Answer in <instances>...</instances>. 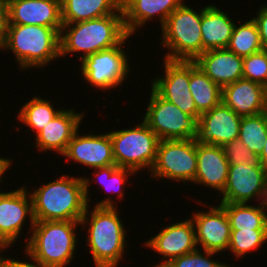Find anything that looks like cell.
Here are the masks:
<instances>
[{
	"mask_svg": "<svg viewBox=\"0 0 267 267\" xmlns=\"http://www.w3.org/2000/svg\"><path fill=\"white\" fill-rule=\"evenodd\" d=\"M113 198L98 201L91 211L88 204L80 220V225L87 228L85 242L95 267H118L127 252L126 228Z\"/></svg>",
	"mask_w": 267,
	"mask_h": 267,
	"instance_id": "1",
	"label": "cell"
},
{
	"mask_svg": "<svg viewBox=\"0 0 267 267\" xmlns=\"http://www.w3.org/2000/svg\"><path fill=\"white\" fill-rule=\"evenodd\" d=\"M90 177L62 175L35 189L32 198L35 222L80 221L90 205Z\"/></svg>",
	"mask_w": 267,
	"mask_h": 267,
	"instance_id": "2",
	"label": "cell"
},
{
	"mask_svg": "<svg viewBox=\"0 0 267 267\" xmlns=\"http://www.w3.org/2000/svg\"><path fill=\"white\" fill-rule=\"evenodd\" d=\"M128 33L124 25L123 14L63 24L60 31V58L81 53L78 60L91 54L119 45Z\"/></svg>",
	"mask_w": 267,
	"mask_h": 267,
	"instance_id": "3",
	"label": "cell"
},
{
	"mask_svg": "<svg viewBox=\"0 0 267 267\" xmlns=\"http://www.w3.org/2000/svg\"><path fill=\"white\" fill-rule=\"evenodd\" d=\"M60 33L51 27L38 25H9L0 50L14 53L18 68L43 69L60 58ZM57 58V59H56ZM43 67V68H42Z\"/></svg>",
	"mask_w": 267,
	"mask_h": 267,
	"instance_id": "4",
	"label": "cell"
},
{
	"mask_svg": "<svg viewBox=\"0 0 267 267\" xmlns=\"http://www.w3.org/2000/svg\"><path fill=\"white\" fill-rule=\"evenodd\" d=\"M80 221H40L32 227L25 252L51 267H67L75 257Z\"/></svg>",
	"mask_w": 267,
	"mask_h": 267,
	"instance_id": "5",
	"label": "cell"
},
{
	"mask_svg": "<svg viewBox=\"0 0 267 267\" xmlns=\"http://www.w3.org/2000/svg\"><path fill=\"white\" fill-rule=\"evenodd\" d=\"M202 9L199 12L184 2L169 15L161 27V46L165 59L195 61L202 54Z\"/></svg>",
	"mask_w": 267,
	"mask_h": 267,
	"instance_id": "6",
	"label": "cell"
},
{
	"mask_svg": "<svg viewBox=\"0 0 267 267\" xmlns=\"http://www.w3.org/2000/svg\"><path fill=\"white\" fill-rule=\"evenodd\" d=\"M113 156L118 167L151 171L156 162L159 137L142 120L135 127L111 130Z\"/></svg>",
	"mask_w": 267,
	"mask_h": 267,
	"instance_id": "7",
	"label": "cell"
},
{
	"mask_svg": "<svg viewBox=\"0 0 267 267\" xmlns=\"http://www.w3.org/2000/svg\"><path fill=\"white\" fill-rule=\"evenodd\" d=\"M143 121L160 140L197 139L198 119L182 112L152 88Z\"/></svg>",
	"mask_w": 267,
	"mask_h": 267,
	"instance_id": "8",
	"label": "cell"
},
{
	"mask_svg": "<svg viewBox=\"0 0 267 267\" xmlns=\"http://www.w3.org/2000/svg\"><path fill=\"white\" fill-rule=\"evenodd\" d=\"M197 170V139L160 140L150 179L193 183Z\"/></svg>",
	"mask_w": 267,
	"mask_h": 267,
	"instance_id": "9",
	"label": "cell"
},
{
	"mask_svg": "<svg viewBox=\"0 0 267 267\" xmlns=\"http://www.w3.org/2000/svg\"><path fill=\"white\" fill-rule=\"evenodd\" d=\"M131 36H127L119 45L96 52L81 60V77L85 81L95 87L101 89L102 92L111 88L121 87L125 79L131 75L132 71L129 66L128 54L123 48L126 40ZM129 74V75H128Z\"/></svg>",
	"mask_w": 267,
	"mask_h": 267,
	"instance_id": "10",
	"label": "cell"
},
{
	"mask_svg": "<svg viewBox=\"0 0 267 267\" xmlns=\"http://www.w3.org/2000/svg\"><path fill=\"white\" fill-rule=\"evenodd\" d=\"M164 74L152 79L151 88L166 101L175 104L182 112L199 119L200 113L189 89L190 61L163 58Z\"/></svg>",
	"mask_w": 267,
	"mask_h": 267,
	"instance_id": "11",
	"label": "cell"
},
{
	"mask_svg": "<svg viewBox=\"0 0 267 267\" xmlns=\"http://www.w3.org/2000/svg\"><path fill=\"white\" fill-rule=\"evenodd\" d=\"M24 185L9 192L0 190V244L8 249L22 236L26 220L31 232L35 223L30 191Z\"/></svg>",
	"mask_w": 267,
	"mask_h": 267,
	"instance_id": "12",
	"label": "cell"
},
{
	"mask_svg": "<svg viewBox=\"0 0 267 267\" xmlns=\"http://www.w3.org/2000/svg\"><path fill=\"white\" fill-rule=\"evenodd\" d=\"M158 232L143 243L144 246L163 256L164 260L151 267H164L172 259L198 249L194 224L190 218L163 226Z\"/></svg>",
	"mask_w": 267,
	"mask_h": 267,
	"instance_id": "13",
	"label": "cell"
},
{
	"mask_svg": "<svg viewBox=\"0 0 267 267\" xmlns=\"http://www.w3.org/2000/svg\"><path fill=\"white\" fill-rule=\"evenodd\" d=\"M209 206L208 211H194L190 219L193 221L197 247L200 250L222 253L228 251L231 235L229 218L220 205ZM200 245V246H199ZM202 248V249H201Z\"/></svg>",
	"mask_w": 267,
	"mask_h": 267,
	"instance_id": "14",
	"label": "cell"
},
{
	"mask_svg": "<svg viewBox=\"0 0 267 267\" xmlns=\"http://www.w3.org/2000/svg\"><path fill=\"white\" fill-rule=\"evenodd\" d=\"M79 132L80 130L74 134L61 156L91 169L116 165L109 132L105 134H94L93 131L90 134Z\"/></svg>",
	"mask_w": 267,
	"mask_h": 267,
	"instance_id": "15",
	"label": "cell"
},
{
	"mask_svg": "<svg viewBox=\"0 0 267 267\" xmlns=\"http://www.w3.org/2000/svg\"><path fill=\"white\" fill-rule=\"evenodd\" d=\"M266 172L265 167H250L248 164L229 165L225 188L219 194L223 196L220 203L247 204L251 200H259L260 203Z\"/></svg>",
	"mask_w": 267,
	"mask_h": 267,
	"instance_id": "16",
	"label": "cell"
},
{
	"mask_svg": "<svg viewBox=\"0 0 267 267\" xmlns=\"http://www.w3.org/2000/svg\"><path fill=\"white\" fill-rule=\"evenodd\" d=\"M241 118L242 116L221 102L210 111L200 115L197 141L223 146L238 139Z\"/></svg>",
	"mask_w": 267,
	"mask_h": 267,
	"instance_id": "17",
	"label": "cell"
},
{
	"mask_svg": "<svg viewBox=\"0 0 267 267\" xmlns=\"http://www.w3.org/2000/svg\"><path fill=\"white\" fill-rule=\"evenodd\" d=\"M85 112L63 109L35 136V144L41 152L54 151L62 155L74 134L82 124Z\"/></svg>",
	"mask_w": 267,
	"mask_h": 267,
	"instance_id": "18",
	"label": "cell"
},
{
	"mask_svg": "<svg viewBox=\"0 0 267 267\" xmlns=\"http://www.w3.org/2000/svg\"><path fill=\"white\" fill-rule=\"evenodd\" d=\"M9 25L63 26L61 0H9Z\"/></svg>",
	"mask_w": 267,
	"mask_h": 267,
	"instance_id": "19",
	"label": "cell"
},
{
	"mask_svg": "<svg viewBox=\"0 0 267 267\" xmlns=\"http://www.w3.org/2000/svg\"><path fill=\"white\" fill-rule=\"evenodd\" d=\"M222 102L240 116H255L267 111V88L242 78L222 88Z\"/></svg>",
	"mask_w": 267,
	"mask_h": 267,
	"instance_id": "20",
	"label": "cell"
},
{
	"mask_svg": "<svg viewBox=\"0 0 267 267\" xmlns=\"http://www.w3.org/2000/svg\"><path fill=\"white\" fill-rule=\"evenodd\" d=\"M229 162L222 146L197 141V170L193 184L201 185L220 194L226 185Z\"/></svg>",
	"mask_w": 267,
	"mask_h": 267,
	"instance_id": "21",
	"label": "cell"
},
{
	"mask_svg": "<svg viewBox=\"0 0 267 267\" xmlns=\"http://www.w3.org/2000/svg\"><path fill=\"white\" fill-rule=\"evenodd\" d=\"M185 0H122L121 9L126 31L129 36L136 32L148 21L158 16L162 27L166 19Z\"/></svg>",
	"mask_w": 267,
	"mask_h": 267,
	"instance_id": "22",
	"label": "cell"
},
{
	"mask_svg": "<svg viewBox=\"0 0 267 267\" xmlns=\"http://www.w3.org/2000/svg\"><path fill=\"white\" fill-rule=\"evenodd\" d=\"M195 63L221 88L243 78V58L227 48L207 50Z\"/></svg>",
	"mask_w": 267,
	"mask_h": 267,
	"instance_id": "23",
	"label": "cell"
},
{
	"mask_svg": "<svg viewBox=\"0 0 267 267\" xmlns=\"http://www.w3.org/2000/svg\"><path fill=\"white\" fill-rule=\"evenodd\" d=\"M229 13L215 4L202 8V53L211 49L227 48L236 23Z\"/></svg>",
	"mask_w": 267,
	"mask_h": 267,
	"instance_id": "24",
	"label": "cell"
},
{
	"mask_svg": "<svg viewBox=\"0 0 267 267\" xmlns=\"http://www.w3.org/2000/svg\"><path fill=\"white\" fill-rule=\"evenodd\" d=\"M122 0H61L62 24L88 21L112 14H123Z\"/></svg>",
	"mask_w": 267,
	"mask_h": 267,
	"instance_id": "25",
	"label": "cell"
},
{
	"mask_svg": "<svg viewBox=\"0 0 267 267\" xmlns=\"http://www.w3.org/2000/svg\"><path fill=\"white\" fill-rule=\"evenodd\" d=\"M189 89L200 114L222 102V88L213 82L195 63L190 61Z\"/></svg>",
	"mask_w": 267,
	"mask_h": 267,
	"instance_id": "26",
	"label": "cell"
},
{
	"mask_svg": "<svg viewBox=\"0 0 267 267\" xmlns=\"http://www.w3.org/2000/svg\"><path fill=\"white\" fill-rule=\"evenodd\" d=\"M226 211L231 230H267V209L260 203H219ZM253 205V206H252Z\"/></svg>",
	"mask_w": 267,
	"mask_h": 267,
	"instance_id": "27",
	"label": "cell"
},
{
	"mask_svg": "<svg viewBox=\"0 0 267 267\" xmlns=\"http://www.w3.org/2000/svg\"><path fill=\"white\" fill-rule=\"evenodd\" d=\"M47 98L33 96L18 111V120L37 135L62 109L55 108Z\"/></svg>",
	"mask_w": 267,
	"mask_h": 267,
	"instance_id": "28",
	"label": "cell"
},
{
	"mask_svg": "<svg viewBox=\"0 0 267 267\" xmlns=\"http://www.w3.org/2000/svg\"><path fill=\"white\" fill-rule=\"evenodd\" d=\"M238 25L234 26L227 49L242 58L262 50L259 30L253 18Z\"/></svg>",
	"mask_w": 267,
	"mask_h": 267,
	"instance_id": "29",
	"label": "cell"
},
{
	"mask_svg": "<svg viewBox=\"0 0 267 267\" xmlns=\"http://www.w3.org/2000/svg\"><path fill=\"white\" fill-rule=\"evenodd\" d=\"M267 135V111L255 116H242L239 139L260 156Z\"/></svg>",
	"mask_w": 267,
	"mask_h": 267,
	"instance_id": "30",
	"label": "cell"
},
{
	"mask_svg": "<svg viewBox=\"0 0 267 267\" xmlns=\"http://www.w3.org/2000/svg\"><path fill=\"white\" fill-rule=\"evenodd\" d=\"M93 178L98 180L101 189H105L106 192L116 193V199L120 201L125 196L124 186L127 184L128 176H135V172L128 168L118 167L111 165L108 167L94 168ZM126 183V184H125Z\"/></svg>",
	"mask_w": 267,
	"mask_h": 267,
	"instance_id": "31",
	"label": "cell"
},
{
	"mask_svg": "<svg viewBox=\"0 0 267 267\" xmlns=\"http://www.w3.org/2000/svg\"><path fill=\"white\" fill-rule=\"evenodd\" d=\"M265 243L267 230H231L228 250L236 259H242L246 254L262 248Z\"/></svg>",
	"mask_w": 267,
	"mask_h": 267,
	"instance_id": "32",
	"label": "cell"
},
{
	"mask_svg": "<svg viewBox=\"0 0 267 267\" xmlns=\"http://www.w3.org/2000/svg\"><path fill=\"white\" fill-rule=\"evenodd\" d=\"M243 78L267 88V50L243 58Z\"/></svg>",
	"mask_w": 267,
	"mask_h": 267,
	"instance_id": "33",
	"label": "cell"
},
{
	"mask_svg": "<svg viewBox=\"0 0 267 267\" xmlns=\"http://www.w3.org/2000/svg\"><path fill=\"white\" fill-rule=\"evenodd\" d=\"M216 255H219L218 252L207 251L198 248L197 250L182 255L180 257L172 259L164 267H231L230 264L221 263L217 259H212Z\"/></svg>",
	"mask_w": 267,
	"mask_h": 267,
	"instance_id": "34",
	"label": "cell"
},
{
	"mask_svg": "<svg viewBox=\"0 0 267 267\" xmlns=\"http://www.w3.org/2000/svg\"><path fill=\"white\" fill-rule=\"evenodd\" d=\"M229 165L248 164L250 167H264L257 154L252 152L239 138L222 146Z\"/></svg>",
	"mask_w": 267,
	"mask_h": 267,
	"instance_id": "35",
	"label": "cell"
},
{
	"mask_svg": "<svg viewBox=\"0 0 267 267\" xmlns=\"http://www.w3.org/2000/svg\"><path fill=\"white\" fill-rule=\"evenodd\" d=\"M252 18L257 24L262 47L267 50V4L260 6L256 16Z\"/></svg>",
	"mask_w": 267,
	"mask_h": 267,
	"instance_id": "36",
	"label": "cell"
},
{
	"mask_svg": "<svg viewBox=\"0 0 267 267\" xmlns=\"http://www.w3.org/2000/svg\"><path fill=\"white\" fill-rule=\"evenodd\" d=\"M9 26V0H0V49L4 44Z\"/></svg>",
	"mask_w": 267,
	"mask_h": 267,
	"instance_id": "37",
	"label": "cell"
},
{
	"mask_svg": "<svg viewBox=\"0 0 267 267\" xmlns=\"http://www.w3.org/2000/svg\"><path fill=\"white\" fill-rule=\"evenodd\" d=\"M24 255H27V257L30 259V262L27 260L21 261L17 260V258H8L4 256L3 259V267H51L47 266L39 261H36L31 256H29L26 252H24Z\"/></svg>",
	"mask_w": 267,
	"mask_h": 267,
	"instance_id": "38",
	"label": "cell"
},
{
	"mask_svg": "<svg viewBox=\"0 0 267 267\" xmlns=\"http://www.w3.org/2000/svg\"><path fill=\"white\" fill-rule=\"evenodd\" d=\"M11 158L1 157L0 156V183L2 184L3 176L7 173L8 169L12 167ZM0 184V185H1Z\"/></svg>",
	"mask_w": 267,
	"mask_h": 267,
	"instance_id": "39",
	"label": "cell"
},
{
	"mask_svg": "<svg viewBox=\"0 0 267 267\" xmlns=\"http://www.w3.org/2000/svg\"><path fill=\"white\" fill-rule=\"evenodd\" d=\"M261 164L267 169V135L263 143V149L259 156Z\"/></svg>",
	"mask_w": 267,
	"mask_h": 267,
	"instance_id": "40",
	"label": "cell"
},
{
	"mask_svg": "<svg viewBox=\"0 0 267 267\" xmlns=\"http://www.w3.org/2000/svg\"><path fill=\"white\" fill-rule=\"evenodd\" d=\"M260 201V204L267 209V172L264 179L263 194Z\"/></svg>",
	"mask_w": 267,
	"mask_h": 267,
	"instance_id": "41",
	"label": "cell"
},
{
	"mask_svg": "<svg viewBox=\"0 0 267 267\" xmlns=\"http://www.w3.org/2000/svg\"><path fill=\"white\" fill-rule=\"evenodd\" d=\"M7 250L8 248L5 246V245H1L0 244V267H3V259H4V256L1 255L2 251L4 250Z\"/></svg>",
	"mask_w": 267,
	"mask_h": 267,
	"instance_id": "42",
	"label": "cell"
}]
</instances>
